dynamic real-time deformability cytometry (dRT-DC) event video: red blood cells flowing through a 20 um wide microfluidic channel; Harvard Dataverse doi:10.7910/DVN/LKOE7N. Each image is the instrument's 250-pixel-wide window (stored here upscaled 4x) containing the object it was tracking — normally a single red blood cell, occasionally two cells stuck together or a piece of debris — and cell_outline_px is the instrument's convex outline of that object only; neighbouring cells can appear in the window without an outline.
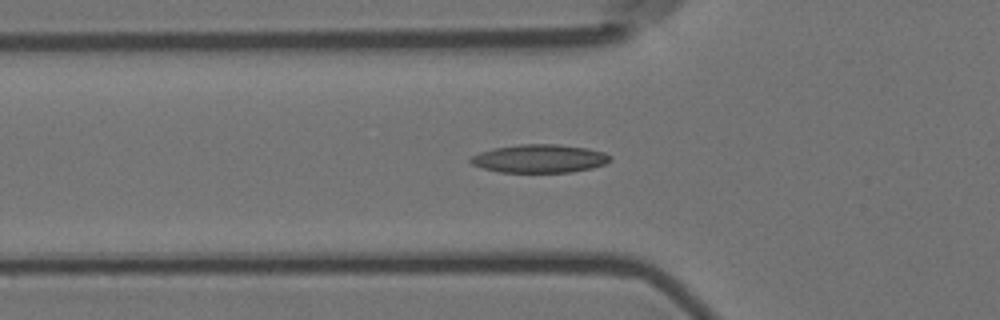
{"species": "Egyptian fruit bat (a non-hibernating species)", "species_latin": "Rousettus aegyptiacus", "temperature_condition": "room temperature", "stored_images_in_passage": 43, "camera_frame_rate_fps": 3000, "um_per_image_px": 0.085, "animal": {"sex": "female"}, "frame": {"image": 1, "passage_image": 5, "time_ms": 1.333, "image_size_px": [1000, 320], "cell_outline_px": [[612, 160], [604, 164], [592, 168], [572, 172], [500, 172], [484, 168], [472, 164], [468, 160], [472, 156], [480, 152], [496, 148], [520, 144], [560, 144], [588, 148], [604, 152], [612, 156]], "centroid_in_image_um": [45.91, 13.47], "position_along_channel_um": 79.9, "area_um2": 23.0}}
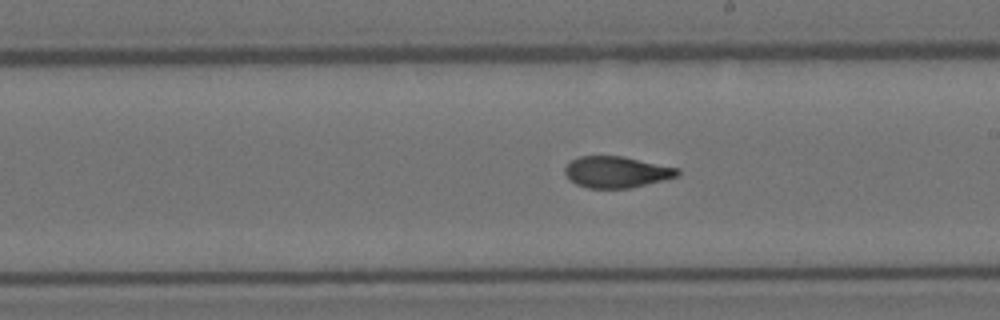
{"frame": {"image": 2, "passage_image": 18, "time_ms": 5.667, "image_size_px": [1000, 320], "cell_outline_px": [[680, 176], [664, 180], [628, 188], [588, 188], [576, 184], [564, 172], [564, 168], [572, 160], [580, 156], [624, 156], [680, 168]], "centroid_in_image_um": [52.45, 14.61], "position_along_channel_um": 236.5, "area_um2": 20.58}}
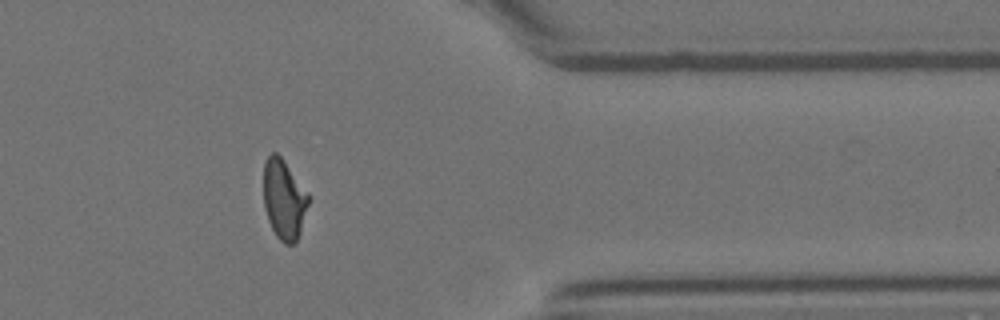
{"frame": {"image": 3, "passage_image": 32, "time_ms": 10.333, "image_size_px": [1000, 320], "cell_outline_px": [[312, 196], [300, 232], [296, 240], [292, 244], [284, 244], [276, 236], [268, 220], [264, 208], [264, 160], [272, 152], [276, 152], [284, 160]], "centroid_in_image_um": [24.16, 16.92], "position_along_channel_um": 387.2, "area_um2": 21.27}, "authors_computed_cell_mechanics": {"area_um2": 21.1548, "velocity_mm_per_s": 3.5932, "shape_relaxation_time_tau1_ms": 8.9877, "shape_relaxation_time_tau2_ms": 2.4286, "deformation_change_tau1": 0.2368, "deformation_change_tau2": 0.0855}}